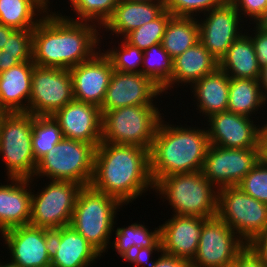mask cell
<instances>
[{
    "label": "cell",
    "mask_w": 267,
    "mask_h": 267,
    "mask_svg": "<svg viewBox=\"0 0 267 267\" xmlns=\"http://www.w3.org/2000/svg\"><path fill=\"white\" fill-rule=\"evenodd\" d=\"M50 11L33 29L32 61L35 66L70 70L100 50V41L105 37H100L103 35L98 32L101 29L98 25L74 21L62 16L60 11Z\"/></svg>",
    "instance_id": "6da1fadb"
},
{
    "label": "cell",
    "mask_w": 267,
    "mask_h": 267,
    "mask_svg": "<svg viewBox=\"0 0 267 267\" xmlns=\"http://www.w3.org/2000/svg\"><path fill=\"white\" fill-rule=\"evenodd\" d=\"M90 186L126 206L146 191H154L150 150L136 145L101 142L95 150Z\"/></svg>",
    "instance_id": "7a4b0ae2"
},
{
    "label": "cell",
    "mask_w": 267,
    "mask_h": 267,
    "mask_svg": "<svg viewBox=\"0 0 267 267\" xmlns=\"http://www.w3.org/2000/svg\"><path fill=\"white\" fill-rule=\"evenodd\" d=\"M162 116L150 150L154 184L161 177L201 171L210 146L206 127L176 126Z\"/></svg>",
    "instance_id": "3957f363"
},
{
    "label": "cell",
    "mask_w": 267,
    "mask_h": 267,
    "mask_svg": "<svg viewBox=\"0 0 267 267\" xmlns=\"http://www.w3.org/2000/svg\"><path fill=\"white\" fill-rule=\"evenodd\" d=\"M154 190L168 201L174 215L208 219L217 214L218 189L202 171L161 177L154 184Z\"/></svg>",
    "instance_id": "277c9868"
},
{
    "label": "cell",
    "mask_w": 267,
    "mask_h": 267,
    "mask_svg": "<svg viewBox=\"0 0 267 267\" xmlns=\"http://www.w3.org/2000/svg\"><path fill=\"white\" fill-rule=\"evenodd\" d=\"M122 207L118 199L84 186L77 196L70 226L102 255L110 248L117 212Z\"/></svg>",
    "instance_id": "5b68a950"
},
{
    "label": "cell",
    "mask_w": 267,
    "mask_h": 267,
    "mask_svg": "<svg viewBox=\"0 0 267 267\" xmlns=\"http://www.w3.org/2000/svg\"><path fill=\"white\" fill-rule=\"evenodd\" d=\"M157 105L126 106L102 114L101 142L151 150L162 114Z\"/></svg>",
    "instance_id": "8992f818"
},
{
    "label": "cell",
    "mask_w": 267,
    "mask_h": 267,
    "mask_svg": "<svg viewBox=\"0 0 267 267\" xmlns=\"http://www.w3.org/2000/svg\"><path fill=\"white\" fill-rule=\"evenodd\" d=\"M95 150L93 144L63 138L37 162L33 179L46 176V180H67L90 186Z\"/></svg>",
    "instance_id": "52a82bcc"
},
{
    "label": "cell",
    "mask_w": 267,
    "mask_h": 267,
    "mask_svg": "<svg viewBox=\"0 0 267 267\" xmlns=\"http://www.w3.org/2000/svg\"><path fill=\"white\" fill-rule=\"evenodd\" d=\"M33 115L6 113L0 122V156L7 178L31 179L36 161L32 148Z\"/></svg>",
    "instance_id": "ba28073f"
},
{
    "label": "cell",
    "mask_w": 267,
    "mask_h": 267,
    "mask_svg": "<svg viewBox=\"0 0 267 267\" xmlns=\"http://www.w3.org/2000/svg\"><path fill=\"white\" fill-rule=\"evenodd\" d=\"M216 216L247 245L267 228V204L246 194L238 186L218 189Z\"/></svg>",
    "instance_id": "9c48e42d"
},
{
    "label": "cell",
    "mask_w": 267,
    "mask_h": 267,
    "mask_svg": "<svg viewBox=\"0 0 267 267\" xmlns=\"http://www.w3.org/2000/svg\"><path fill=\"white\" fill-rule=\"evenodd\" d=\"M82 185L67 180H49L31 196L30 225L48 230L69 226Z\"/></svg>",
    "instance_id": "30bf717a"
},
{
    "label": "cell",
    "mask_w": 267,
    "mask_h": 267,
    "mask_svg": "<svg viewBox=\"0 0 267 267\" xmlns=\"http://www.w3.org/2000/svg\"><path fill=\"white\" fill-rule=\"evenodd\" d=\"M247 244L217 216L208 218L201 229L192 267H230Z\"/></svg>",
    "instance_id": "8fae6325"
},
{
    "label": "cell",
    "mask_w": 267,
    "mask_h": 267,
    "mask_svg": "<svg viewBox=\"0 0 267 267\" xmlns=\"http://www.w3.org/2000/svg\"><path fill=\"white\" fill-rule=\"evenodd\" d=\"M260 160L259 148L230 149L210 144L201 171L217 189L237 186Z\"/></svg>",
    "instance_id": "7c38bea8"
},
{
    "label": "cell",
    "mask_w": 267,
    "mask_h": 267,
    "mask_svg": "<svg viewBox=\"0 0 267 267\" xmlns=\"http://www.w3.org/2000/svg\"><path fill=\"white\" fill-rule=\"evenodd\" d=\"M73 99L72 78L68 69L34 66L29 100L30 114L53 115Z\"/></svg>",
    "instance_id": "4fadbf2b"
},
{
    "label": "cell",
    "mask_w": 267,
    "mask_h": 267,
    "mask_svg": "<svg viewBox=\"0 0 267 267\" xmlns=\"http://www.w3.org/2000/svg\"><path fill=\"white\" fill-rule=\"evenodd\" d=\"M203 15V19L201 16L197 18L199 41L220 61L232 43L243 34V30H247L242 25H245L248 19L241 20L237 9L229 0Z\"/></svg>",
    "instance_id": "5bb4252c"
},
{
    "label": "cell",
    "mask_w": 267,
    "mask_h": 267,
    "mask_svg": "<svg viewBox=\"0 0 267 267\" xmlns=\"http://www.w3.org/2000/svg\"><path fill=\"white\" fill-rule=\"evenodd\" d=\"M159 96H163L162 89L142 73L114 70L100 107L101 113L126 106L157 105L155 99Z\"/></svg>",
    "instance_id": "9a60e30c"
},
{
    "label": "cell",
    "mask_w": 267,
    "mask_h": 267,
    "mask_svg": "<svg viewBox=\"0 0 267 267\" xmlns=\"http://www.w3.org/2000/svg\"><path fill=\"white\" fill-rule=\"evenodd\" d=\"M10 262L17 267H51L48 229L30 224L3 232Z\"/></svg>",
    "instance_id": "2e32d148"
},
{
    "label": "cell",
    "mask_w": 267,
    "mask_h": 267,
    "mask_svg": "<svg viewBox=\"0 0 267 267\" xmlns=\"http://www.w3.org/2000/svg\"><path fill=\"white\" fill-rule=\"evenodd\" d=\"M206 121L211 145L230 149L259 148V123L252 118L227 110L209 116Z\"/></svg>",
    "instance_id": "e0dca14e"
},
{
    "label": "cell",
    "mask_w": 267,
    "mask_h": 267,
    "mask_svg": "<svg viewBox=\"0 0 267 267\" xmlns=\"http://www.w3.org/2000/svg\"><path fill=\"white\" fill-rule=\"evenodd\" d=\"M113 71L110 60L101 49L89 60L72 67L69 72L74 99L100 108Z\"/></svg>",
    "instance_id": "ac0fdd59"
},
{
    "label": "cell",
    "mask_w": 267,
    "mask_h": 267,
    "mask_svg": "<svg viewBox=\"0 0 267 267\" xmlns=\"http://www.w3.org/2000/svg\"><path fill=\"white\" fill-rule=\"evenodd\" d=\"M59 123L63 138L93 144L101 143L102 113L94 104L73 99L53 115Z\"/></svg>",
    "instance_id": "d6986e66"
},
{
    "label": "cell",
    "mask_w": 267,
    "mask_h": 267,
    "mask_svg": "<svg viewBox=\"0 0 267 267\" xmlns=\"http://www.w3.org/2000/svg\"><path fill=\"white\" fill-rule=\"evenodd\" d=\"M51 267H88L101 255L70 225L48 230Z\"/></svg>",
    "instance_id": "ffe728a7"
},
{
    "label": "cell",
    "mask_w": 267,
    "mask_h": 267,
    "mask_svg": "<svg viewBox=\"0 0 267 267\" xmlns=\"http://www.w3.org/2000/svg\"><path fill=\"white\" fill-rule=\"evenodd\" d=\"M160 225L162 252L191 261L196 254L203 223L197 216L171 215Z\"/></svg>",
    "instance_id": "44dd1931"
},
{
    "label": "cell",
    "mask_w": 267,
    "mask_h": 267,
    "mask_svg": "<svg viewBox=\"0 0 267 267\" xmlns=\"http://www.w3.org/2000/svg\"><path fill=\"white\" fill-rule=\"evenodd\" d=\"M33 181V178H8L6 185L0 183V234L30 224Z\"/></svg>",
    "instance_id": "7402d4cb"
},
{
    "label": "cell",
    "mask_w": 267,
    "mask_h": 267,
    "mask_svg": "<svg viewBox=\"0 0 267 267\" xmlns=\"http://www.w3.org/2000/svg\"><path fill=\"white\" fill-rule=\"evenodd\" d=\"M165 11L164 1L133 2L119 0L112 15L101 27L109 35L124 38L131 31L158 18ZM105 28V29H103Z\"/></svg>",
    "instance_id": "603a6c76"
},
{
    "label": "cell",
    "mask_w": 267,
    "mask_h": 267,
    "mask_svg": "<svg viewBox=\"0 0 267 267\" xmlns=\"http://www.w3.org/2000/svg\"><path fill=\"white\" fill-rule=\"evenodd\" d=\"M33 61L21 62L0 73V108L6 113H29Z\"/></svg>",
    "instance_id": "cb8c5ba5"
},
{
    "label": "cell",
    "mask_w": 267,
    "mask_h": 267,
    "mask_svg": "<svg viewBox=\"0 0 267 267\" xmlns=\"http://www.w3.org/2000/svg\"><path fill=\"white\" fill-rule=\"evenodd\" d=\"M230 77L219 67L190 86L199 115L204 118L227 111Z\"/></svg>",
    "instance_id": "d4e9b609"
},
{
    "label": "cell",
    "mask_w": 267,
    "mask_h": 267,
    "mask_svg": "<svg viewBox=\"0 0 267 267\" xmlns=\"http://www.w3.org/2000/svg\"><path fill=\"white\" fill-rule=\"evenodd\" d=\"M219 67V61L198 41L173 59L171 89L176 85H192ZM182 85H181V84ZM174 85V86H173Z\"/></svg>",
    "instance_id": "484cf974"
},
{
    "label": "cell",
    "mask_w": 267,
    "mask_h": 267,
    "mask_svg": "<svg viewBox=\"0 0 267 267\" xmlns=\"http://www.w3.org/2000/svg\"><path fill=\"white\" fill-rule=\"evenodd\" d=\"M249 31L241 34L219 61V68L230 78L260 80L262 68L257 60Z\"/></svg>",
    "instance_id": "4316f807"
},
{
    "label": "cell",
    "mask_w": 267,
    "mask_h": 267,
    "mask_svg": "<svg viewBox=\"0 0 267 267\" xmlns=\"http://www.w3.org/2000/svg\"><path fill=\"white\" fill-rule=\"evenodd\" d=\"M49 1L0 0V24L15 30L34 29L50 10Z\"/></svg>",
    "instance_id": "83f0119b"
},
{
    "label": "cell",
    "mask_w": 267,
    "mask_h": 267,
    "mask_svg": "<svg viewBox=\"0 0 267 267\" xmlns=\"http://www.w3.org/2000/svg\"><path fill=\"white\" fill-rule=\"evenodd\" d=\"M267 100L260 80L230 78L227 110L250 118L266 109ZM263 107V108H262ZM257 111V113H256Z\"/></svg>",
    "instance_id": "f1b7e54d"
},
{
    "label": "cell",
    "mask_w": 267,
    "mask_h": 267,
    "mask_svg": "<svg viewBox=\"0 0 267 267\" xmlns=\"http://www.w3.org/2000/svg\"><path fill=\"white\" fill-rule=\"evenodd\" d=\"M144 224L137 221L128 227L122 226L113 230L116 236L110 246L123 261H126L136 248L161 247L160 225L155 230H149L148 226Z\"/></svg>",
    "instance_id": "f546056e"
},
{
    "label": "cell",
    "mask_w": 267,
    "mask_h": 267,
    "mask_svg": "<svg viewBox=\"0 0 267 267\" xmlns=\"http://www.w3.org/2000/svg\"><path fill=\"white\" fill-rule=\"evenodd\" d=\"M199 41L195 17L172 16L166 26L161 45L174 59Z\"/></svg>",
    "instance_id": "4dcf8cb0"
},
{
    "label": "cell",
    "mask_w": 267,
    "mask_h": 267,
    "mask_svg": "<svg viewBox=\"0 0 267 267\" xmlns=\"http://www.w3.org/2000/svg\"><path fill=\"white\" fill-rule=\"evenodd\" d=\"M173 59L164 50L161 43L152 45L144 51L141 73L162 89L163 94L171 89Z\"/></svg>",
    "instance_id": "1f68e13d"
},
{
    "label": "cell",
    "mask_w": 267,
    "mask_h": 267,
    "mask_svg": "<svg viewBox=\"0 0 267 267\" xmlns=\"http://www.w3.org/2000/svg\"><path fill=\"white\" fill-rule=\"evenodd\" d=\"M62 139L60 125L52 115H33L32 148L36 163Z\"/></svg>",
    "instance_id": "d6a6232c"
},
{
    "label": "cell",
    "mask_w": 267,
    "mask_h": 267,
    "mask_svg": "<svg viewBox=\"0 0 267 267\" xmlns=\"http://www.w3.org/2000/svg\"><path fill=\"white\" fill-rule=\"evenodd\" d=\"M68 2L77 18L65 14L62 16L74 21L91 22L101 28L112 15L119 0H69Z\"/></svg>",
    "instance_id": "836d02e7"
},
{
    "label": "cell",
    "mask_w": 267,
    "mask_h": 267,
    "mask_svg": "<svg viewBox=\"0 0 267 267\" xmlns=\"http://www.w3.org/2000/svg\"><path fill=\"white\" fill-rule=\"evenodd\" d=\"M112 49V50H111ZM110 60L115 71L141 74L144 51L131 45L124 38L118 41V47L102 50Z\"/></svg>",
    "instance_id": "e575fe53"
},
{
    "label": "cell",
    "mask_w": 267,
    "mask_h": 267,
    "mask_svg": "<svg viewBox=\"0 0 267 267\" xmlns=\"http://www.w3.org/2000/svg\"><path fill=\"white\" fill-rule=\"evenodd\" d=\"M173 15L165 10L155 20L128 33L124 39L140 50L145 51L152 45L162 42L166 26Z\"/></svg>",
    "instance_id": "d590c367"
},
{
    "label": "cell",
    "mask_w": 267,
    "mask_h": 267,
    "mask_svg": "<svg viewBox=\"0 0 267 267\" xmlns=\"http://www.w3.org/2000/svg\"><path fill=\"white\" fill-rule=\"evenodd\" d=\"M227 0H164L165 10L173 16L196 17L222 6Z\"/></svg>",
    "instance_id": "8d00e7d4"
},
{
    "label": "cell",
    "mask_w": 267,
    "mask_h": 267,
    "mask_svg": "<svg viewBox=\"0 0 267 267\" xmlns=\"http://www.w3.org/2000/svg\"><path fill=\"white\" fill-rule=\"evenodd\" d=\"M237 186L246 194L267 204V161L260 160Z\"/></svg>",
    "instance_id": "74e56055"
},
{
    "label": "cell",
    "mask_w": 267,
    "mask_h": 267,
    "mask_svg": "<svg viewBox=\"0 0 267 267\" xmlns=\"http://www.w3.org/2000/svg\"><path fill=\"white\" fill-rule=\"evenodd\" d=\"M33 29L14 30L7 38L3 54L19 55L25 62L32 60Z\"/></svg>",
    "instance_id": "f35d334b"
},
{
    "label": "cell",
    "mask_w": 267,
    "mask_h": 267,
    "mask_svg": "<svg viewBox=\"0 0 267 267\" xmlns=\"http://www.w3.org/2000/svg\"><path fill=\"white\" fill-rule=\"evenodd\" d=\"M237 9L242 20L248 18L254 24L267 8V0H229Z\"/></svg>",
    "instance_id": "ab89813d"
},
{
    "label": "cell",
    "mask_w": 267,
    "mask_h": 267,
    "mask_svg": "<svg viewBox=\"0 0 267 267\" xmlns=\"http://www.w3.org/2000/svg\"><path fill=\"white\" fill-rule=\"evenodd\" d=\"M251 29H253L252 31L254 32L251 35L249 33V36L253 42L259 65L263 69L267 67V32L261 30L255 25L253 28H250L249 31Z\"/></svg>",
    "instance_id": "60d3db41"
},
{
    "label": "cell",
    "mask_w": 267,
    "mask_h": 267,
    "mask_svg": "<svg viewBox=\"0 0 267 267\" xmlns=\"http://www.w3.org/2000/svg\"><path fill=\"white\" fill-rule=\"evenodd\" d=\"M161 247H141L136 248L125 262L134 264L136 267H151L155 261L152 254L161 253ZM152 257V258H151Z\"/></svg>",
    "instance_id": "b9f144b4"
},
{
    "label": "cell",
    "mask_w": 267,
    "mask_h": 267,
    "mask_svg": "<svg viewBox=\"0 0 267 267\" xmlns=\"http://www.w3.org/2000/svg\"><path fill=\"white\" fill-rule=\"evenodd\" d=\"M230 267H266L261 259L247 245L245 249L236 257Z\"/></svg>",
    "instance_id": "7bdbcfd3"
},
{
    "label": "cell",
    "mask_w": 267,
    "mask_h": 267,
    "mask_svg": "<svg viewBox=\"0 0 267 267\" xmlns=\"http://www.w3.org/2000/svg\"><path fill=\"white\" fill-rule=\"evenodd\" d=\"M160 254H158V258H155L151 267H189L191 265L189 260L168 255L162 251Z\"/></svg>",
    "instance_id": "ee69618b"
},
{
    "label": "cell",
    "mask_w": 267,
    "mask_h": 267,
    "mask_svg": "<svg viewBox=\"0 0 267 267\" xmlns=\"http://www.w3.org/2000/svg\"><path fill=\"white\" fill-rule=\"evenodd\" d=\"M248 246L254 251V253L261 259L264 265L267 267V228L260 235L256 236Z\"/></svg>",
    "instance_id": "f6af8a7d"
},
{
    "label": "cell",
    "mask_w": 267,
    "mask_h": 267,
    "mask_svg": "<svg viewBox=\"0 0 267 267\" xmlns=\"http://www.w3.org/2000/svg\"><path fill=\"white\" fill-rule=\"evenodd\" d=\"M25 62L19 55L3 54L0 50V73L7 71L11 67Z\"/></svg>",
    "instance_id": "bcb514c9"
},
{
    "label": "cell",
    "mask_w": 267,
    "mask_h": 267,
    "mask_svg": "<svg viewBox=\"0 0 267 267\" xmlns=\"http://www.w3.org/2000/svg\"><path fill=\"white\" fill-rule=\"evenodd\" d=\"M259 150L261 160L267 161V121L259 125Z\"/></svg>",
    "instance_id": "7dc6e473"
},
{
    "label": "cell",
    "mask_w": 267,
    "mask_h": 267,
    "mask_svg": "<svg viewBox=\"0 0 267 267\" xmlns=\"http://www.w3.org/2000/svg\"><path fill=\"white\" fill-rule=\"evenodd\" d=\"M14 30V28L0 24V50L4 48V45L7 42V38Z\"/></svg>",
    "instance_id": "c3c4849f"
},
{
    "label": "cell",
    "mask_w": 267,
    "mask_h": 267,
    "mask_svg": "<svg viewBox=\"0 0 267 267\" xmlns=\"http://www.w3.org/2000/svg\"><path fill=\"white\" fill-rule=\"evenodd\" d=\"M254 25L261 30L267 32V8L263 12V14L258 18V20L254 23Z\"/></svg>",
    "instance_id": "681fc988"
},
{
    "label": "cell",
    "mask_w": 267,
    "mask_h": 267,
    "mask_svg": "<svg viewBox=\"0 0 267 267\" xmlns=\"http://www.w3.org/2000/svg\"><path fill=\"white\" fill-rule=\"evenodd\" d=\"M260 82L262 84L264 95H265V98L267 100V67L262 69Z\"/></svg>",
    "instance_id": "f907efd6"
},
{
    "label": "cell",
    "mask_w": 267,
    "mask_h": 267,
    "mask_svg": "<svg viewBox=\"0 0 267 267\" xmlns=\"http://www.w3.org/2000/svg\"><path fill=\"white\" fill-rule=\"evenodd\" d=\"M7 262L8 263L0 261V267H17L15 264L11 263L10 261H7Z\"/></svg>",
    "instance_id": "816d5d0a"
},
{
    "label": "cell",
    "mask_w": 267,
    "mask_h": 267,
    "mask_svg": "<svg viewBox=\"0 0 267 267\" xmlns=\"http://www.w3.org/2000/svg\"><path fill=\"white\" fill-rule=\"evenodd\" d=\"M133 2H154V1H164V0H128Z\"/></svg>",
    "instance_id": "f5cc1de1"
},
{
    "label": "cell",
    "mask_w": 267,
    "mask_h": 267,
    "mask_svg": "<svg viewBox=\"0 0 267 267\" xmlns=\"http://www.w3.org/2000/svg\"><path fill=\"white\" fill-rule=\"evenodd\" d=\"M5 114L6 112L2 108H0V122Z\"/></svg>",
    "instance_id": "db71d44e"
}]
</instances>
